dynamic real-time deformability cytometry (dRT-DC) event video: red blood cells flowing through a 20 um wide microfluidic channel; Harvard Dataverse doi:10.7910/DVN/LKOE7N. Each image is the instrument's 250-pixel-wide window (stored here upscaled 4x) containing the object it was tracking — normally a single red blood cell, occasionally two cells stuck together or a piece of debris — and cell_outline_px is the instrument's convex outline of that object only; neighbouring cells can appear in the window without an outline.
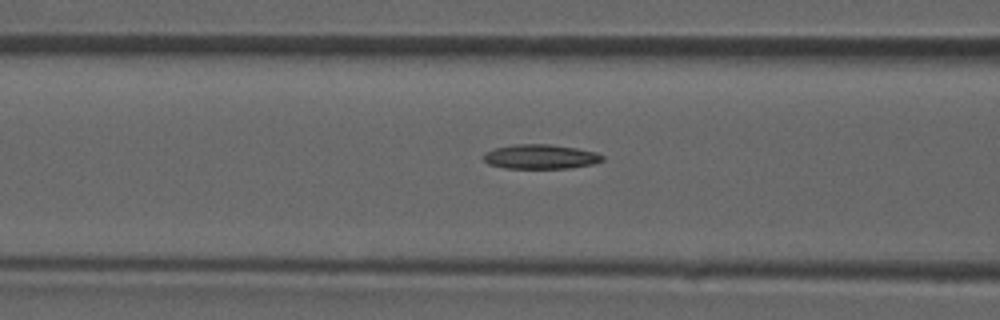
{"species": "common noctule bat (a hibernating species)", "species_latin": "Nyctalus noctula", "temperature_condition": "room temperature", "stored_images_in_passage": 26, "camera_frame_rate_fps": 3000, "um_per_image_px": 0.085, "animal": {"sex": "male", "forearm_length_mm": 52.5}, "frame": {"image": 1, "passage_image": 5, "time_ms": 1.333, "image_size_px": [1000, 320], "cell_outline_px": [[604, 160], [592, 164], [572, 168], [504, 168], [488, 164], [484, 160], [484, 152], [496, 148], [516, 144], [548, 144], [576, 148], [596, 152], [604, 156]], "centroid_in_image_um": [45.95, 13.32], "position_along_channel_um": 120.6, "area_um2": 16.94}}